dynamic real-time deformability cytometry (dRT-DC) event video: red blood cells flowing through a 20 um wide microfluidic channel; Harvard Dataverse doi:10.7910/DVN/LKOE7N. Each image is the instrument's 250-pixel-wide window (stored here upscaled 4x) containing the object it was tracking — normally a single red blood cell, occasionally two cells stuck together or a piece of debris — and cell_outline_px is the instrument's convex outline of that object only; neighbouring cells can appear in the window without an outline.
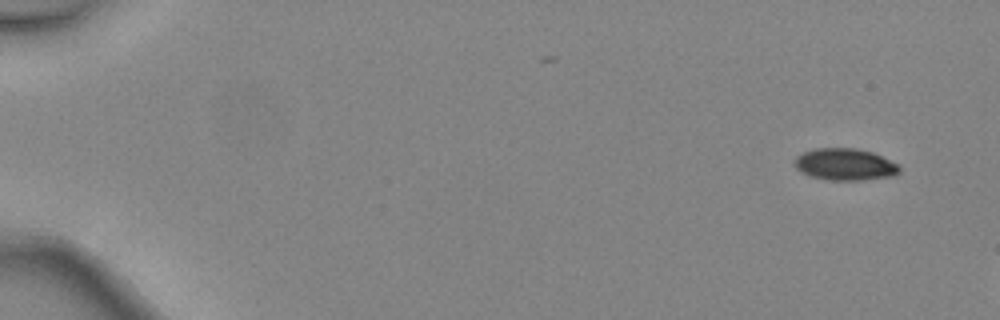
{"species": "common noctule bat (a hibernating species)", "species_latin": "Nyctalus noctula", "temperature_condition": "warm", "stored_images_in_passage": 3, "camera_frame_rate_fps": 3000, "um_per_image_px": 0.085, "animal": {"sex": "female", "body_mass_g": 24.6, "forearm_length_mm": 56.2}, "frame": {"image": 1, "passage_image": 1, "time_ms": 0.0, "image_size_px": [1000, 320], "cell_outline_px": [[900, 172], [896, 176], [864, 180], [828, 180], [812, 176], [800, 172], [792, 164], [796, 156], [804, 152], [816, 148], [856, 148], [872, 152], [900, 164]], "centroid_in_image_um": [71.85, 13.98], "position_along_channel_um": 13.2, "area_um2": 19.77}}